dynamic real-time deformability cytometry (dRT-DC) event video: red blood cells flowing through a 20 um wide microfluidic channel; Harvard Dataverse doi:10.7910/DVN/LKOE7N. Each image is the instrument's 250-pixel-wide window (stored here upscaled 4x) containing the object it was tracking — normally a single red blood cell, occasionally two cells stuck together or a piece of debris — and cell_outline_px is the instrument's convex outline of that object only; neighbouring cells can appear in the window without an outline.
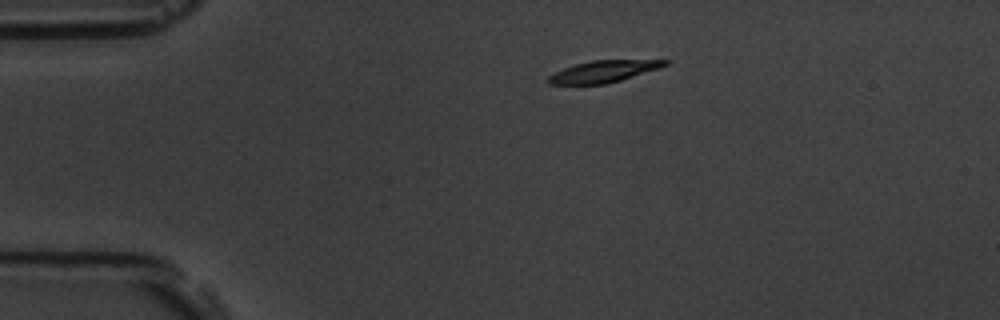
{"species": "common noctule bat (a hibernating species)", "species_latin": "Nyctalus noctula", "temperature_condition": "room temperature", "stored_images_in_passage": 4, "camera_frame_rate_fps": 3000, "um_per_image_px": 0.085, "animal": {"sex": "male", "body_mass_g": 19.5, "forearm_length_mm": 54.6}, "frame": {"image": 1, "passage_image": 1, "time_ms": 0.0, "image_size_px": [1000, 320], "cell_outline_px": [[672, 60], [668, 64], [660, 68], [620, 80], [604, 84], [548, 84], [544, 80], [548, 76], [564, 68], [576, 64], [592, 60]], "centroid_in_image_um": [51.29, 6.07], "position_along_channel_um": 33.7, "area_um2": 14.68}}
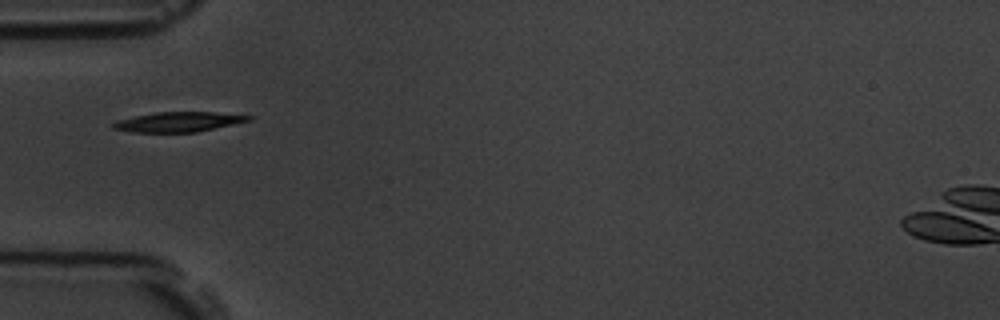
{"frame": {"image": 2, "passage_image": 3, "time_ms": 2.333, "image_size_px": [1000, 320], "cell_outline_px": [[252, 120], [196, 132], [132, 132], [112, 128], [112, 124], [116, 120], [156, 112], [216, 112], [252, 116]], "centroid_in_image_um": [15.16, 10.36], "position_along_channel_um": 69.8, "area_um2": 15.55}}
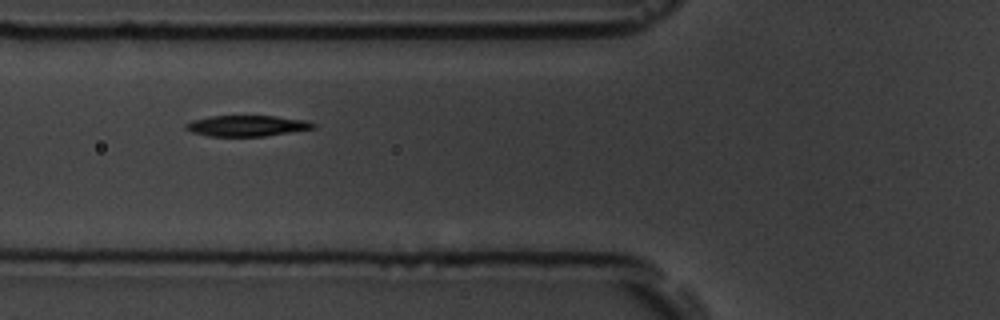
{"frame": {"image": 3, "passage_image": 4, "time_ms": 3.333, "image_size_px": [1000, 320], "cell_outline_px": [[316, 128], [264, 136], [208, 136], [192, 132], [184, 128], [184, 124], [192, 120], [212, 116], [276, 116], [308, 120], [316, 124]], "centroid_in_image_um": [21.0, 10.69], "position_along_channel_um": 104.8, "area_um2": 15.55}}